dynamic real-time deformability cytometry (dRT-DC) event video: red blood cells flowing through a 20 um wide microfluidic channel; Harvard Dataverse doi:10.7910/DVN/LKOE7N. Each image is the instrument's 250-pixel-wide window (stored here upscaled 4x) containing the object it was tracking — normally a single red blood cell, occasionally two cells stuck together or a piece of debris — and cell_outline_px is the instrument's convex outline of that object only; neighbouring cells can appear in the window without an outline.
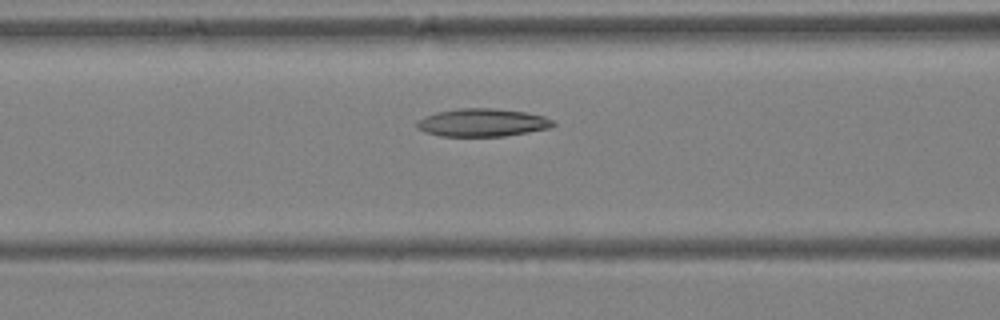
{"species": "Egyptian fruit bat (a non-hibernating species)", "species_latin": "Rousettus aegyptiacus", "temperature_condition": "warm", "stored_images_in_passage": 31, "camera_frame_rate_fps": 3000, "um_per_image_px": 0.085, "animal": {"sex": "female"}, "frame": {"image": 1, "passage_image": 15, "time_ms": 4.667, "image_size_px": [1000, 320], "cell_outline_px": [[556, 124], [548, 128], [528, 132], [504, 136], [440, 136], [424, 132], [416, 128], [416, 120], [424, 116], [436, 112], [460, 108], [492, 108], [524, 112], [544, 116], [552, 120]], "centroid_in_image_um": [40.94, 10.42], "position_along_channel_um": 125.7, "area_um2": 22.2}}
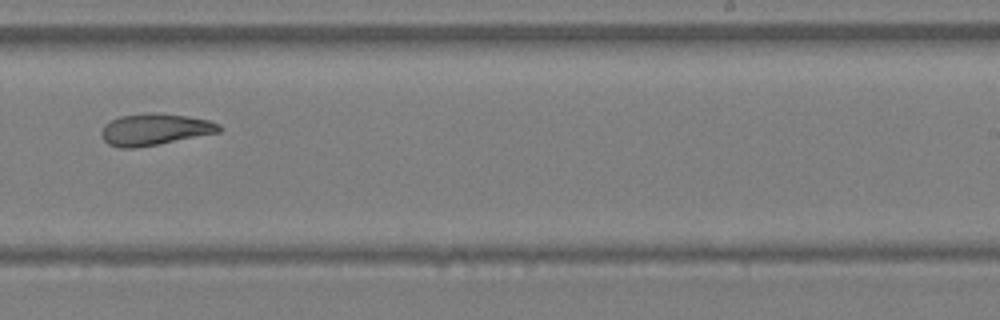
{"frame": {"image": 2, "passage_image": 24, "time_ms": 7.667, "image_size_px": [1000, 320], "cell_outline_px": [[220, 132], [160, 144], [136, 148], [120, 148], [108, 144], [104, 140], [100, 132], [104, 124], [120, 116], [148, 112], [152, 112], [188, 116], [208, 120], [220, 124]], "centroid_in_image_um": [13.13, 11.0], "position_along_channel_um": 275.9, "area_um2": 21.79}}
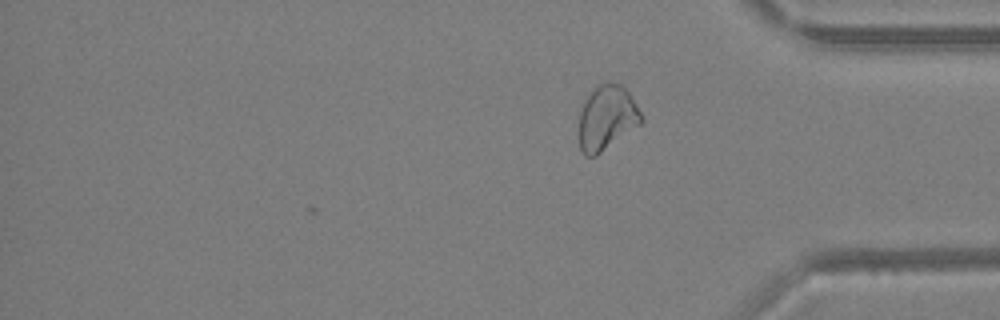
{"frame": {"image": 3, "passage_image": 31, "time_ms": 10.0, "image_size_px": [1000, 320], "cell_outline_px": [[644, 120], [640, 124], [596, 156], [584, 156], [580, 152], [580, 112], [584, 100], [588, 92], [592, 88], [600, 84], [620, 84], [628, 92], [644, 116]], "centroid_in_image_um": [51.57, 10.02], "position_along_channel_um": 383.6, "area_um2": 23.35}}